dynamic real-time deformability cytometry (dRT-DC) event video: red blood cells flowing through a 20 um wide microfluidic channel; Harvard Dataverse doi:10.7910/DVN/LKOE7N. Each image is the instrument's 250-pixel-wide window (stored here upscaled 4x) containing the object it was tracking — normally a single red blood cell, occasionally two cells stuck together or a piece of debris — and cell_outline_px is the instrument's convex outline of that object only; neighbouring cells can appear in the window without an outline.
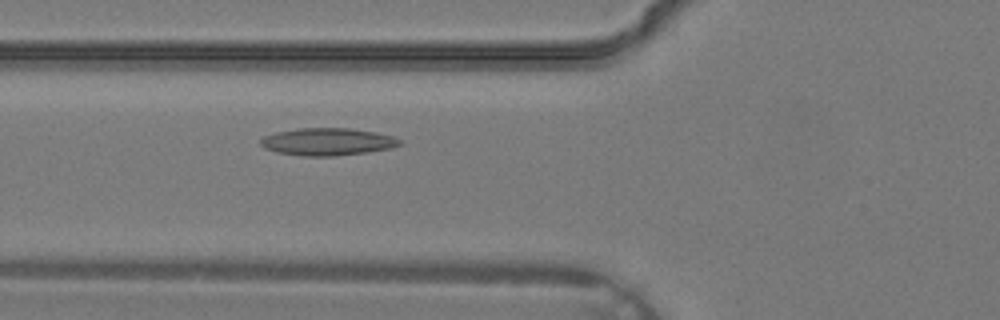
{"species": "common noctule bat (a hibernating species)", "species_latin": "Nyctalus noctula", "temperature_condition": "warm", "stored_images_in_passage": 34, "camera_frame_rate_fps": 3000, "um_per_image_px": 0.085, "animal": {"sex": "male", "body_mass_g": 19.2, "forearm_length_mm": 51.8}, "frame": {"image": 1, "passage_image": 12, "time_ms": 3.667, "image_size_px": [1000, 320], "cell_outline_px": [[404, 144], [392, 148], [368, 152], [332, 156], [304, 156], [276, 152], [264, 148], [260, 144], [260, 140], [264, 136], [276, 132], [296, 128], [348, 128], [376, 132], [392, 136], [400, 140]], "centroid_in_image_um": [27.84, 12.05], "position_along_channel_um": 98.0, "area_um2": 22.31}}
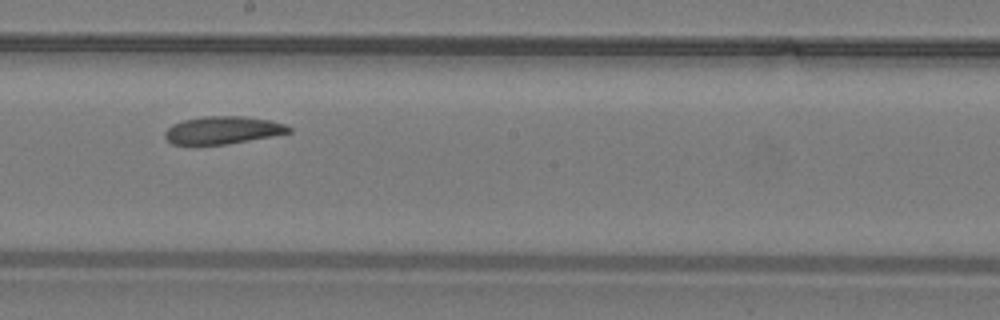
{"frame": {"image": 2, "passage_image": 19, "time_ms": 6.0, "image_size_px": [1000, 320], "cell_outline_px": [[292, 132], [272, 136], [228, 144], [172, 144], [164, 136], [164, 132], [172, 124], [184, 120], [204, 116], [244, 116], [272, 120], [284, 124], [292, 128]], "centroid_in_image_um": [18.96, 11.05], "position_along_channel_um": 229.2, "area_um2": 19.94}}
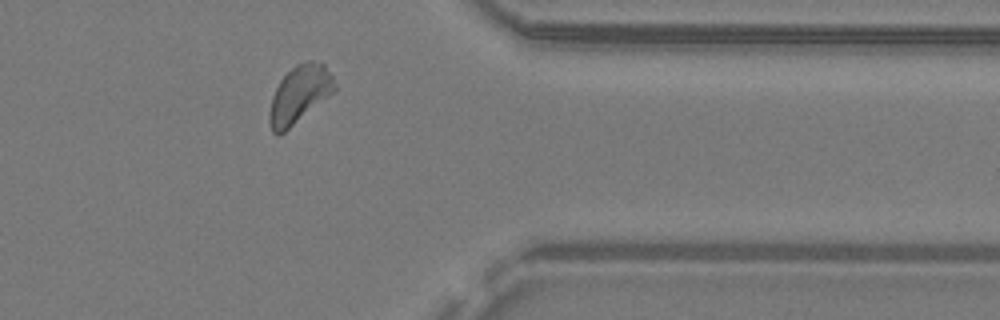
{"frame": {"image": 3, "passage_image": 28, "time_ms": 9.0, "image_size_px": [1000, 320], "cell_outline_px": [[336, 88], [328, 96], [280, 136], [276, 136], [272, 132], [268, 120], [268, 112], [272, 96], [280, 80], [296, 64], [308, 60], [312, 60], [324, 64], [332, 76], [336, 84]], "centroid_in_image_um": [25.41, 8.04], "position_along_channel_um": 386.0, "area_um2": 21.73}}